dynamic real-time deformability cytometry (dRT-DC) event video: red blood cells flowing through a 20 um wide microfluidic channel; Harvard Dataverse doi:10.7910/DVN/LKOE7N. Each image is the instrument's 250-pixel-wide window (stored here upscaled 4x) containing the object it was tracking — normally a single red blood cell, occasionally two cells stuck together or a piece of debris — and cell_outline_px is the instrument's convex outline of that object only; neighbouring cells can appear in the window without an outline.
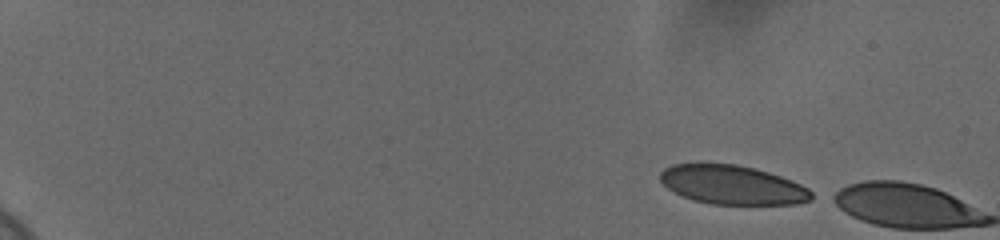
{"species": "human", "species_latin": "Homo sapiens", "temperature_condition": "cold", "stored_images_in_passage": 3, "camera_frame_rate_fps": 3000, "um_per_image_px": 0.085, "donor": {"sex": "female"}, "frame": {"image": 1, "passage_image": 1, "time_ms": 0.0, "image_size_px": [1000, 240], "cell_outline_px": [[820, 196], [812, 200], [796, 204], [712, 204], [692, 200], [668, 188], [660, 180], [660, 172], [664, 168], [672, 164], [704, 160], [736, 164], [768, 172], [792, 180], [808, 188]], "centroid_in_image_um": [62.26, 15.68], "position_along_channel_um": 22.7, "area_um2": 35.37}}